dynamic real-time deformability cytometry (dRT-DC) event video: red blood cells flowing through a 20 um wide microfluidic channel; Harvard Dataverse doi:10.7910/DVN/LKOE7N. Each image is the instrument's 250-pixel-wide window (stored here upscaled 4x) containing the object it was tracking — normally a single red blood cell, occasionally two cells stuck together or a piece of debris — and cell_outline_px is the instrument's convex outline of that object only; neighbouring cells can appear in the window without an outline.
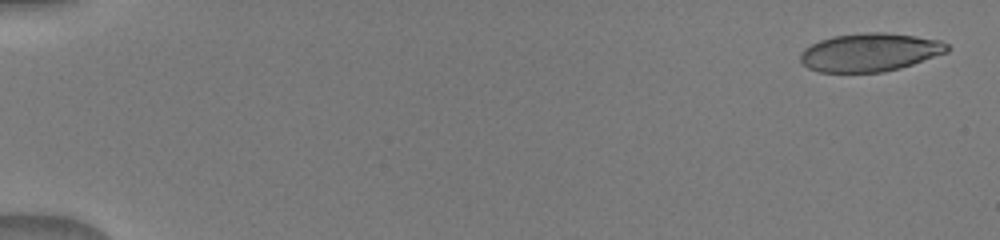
{"species": "human", "species_latin": "Homo sapiens", "temperature_condition": "warm", "stored_images_in_passage": 51, "camera_frame_rate_fps": 3000, "um_per_image_px": 0.085, "donor": {"sex": "male"}, "frame": {"image": 1, "passage_image": 2, "time_ms": 0.333, "image_size_px": [1000, 240], "cell_outline_px": [[952, 48], [948, 52], [900, 68], [884, 72], [820, 72], [808, 68], [800, 60], [800, 52], [804, 48], [820, 40], [832, 36], [864, 32], [884, 32], [916, 36], [940, 40], [948, 44]], "centroid_in_image_um": [73.95, 4.44], "position_along_channel_um": 11.0, "area_um2": 32.89}}
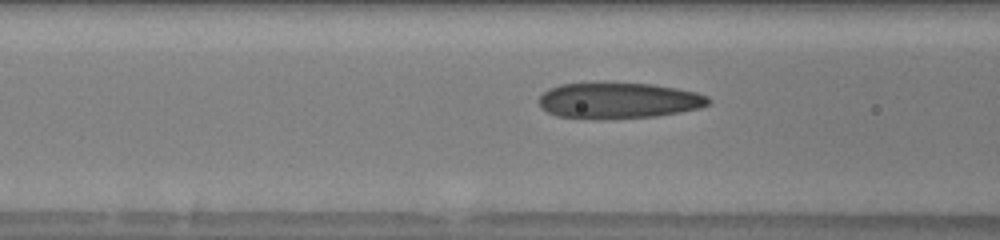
{"frame": {"image": 2, "passage_image": 22, "time_ms": 7.0, "image_size_px": [1000, 240], "cell_outline_px": [[712, 100], [708, 104], [700, 108], [680, 112], [656, 116], [600, 120], [596, 120], [556, 116], [548, 112], [540, 104], [540, 96], [548, 88], [560, 84], [652, 84], [676, 88], [696, 92], [708, 96]], "centroid_in_image_um": [52.6, 8.57], "position_along_channel_um": 114.0, "area_um2": 35.37}}
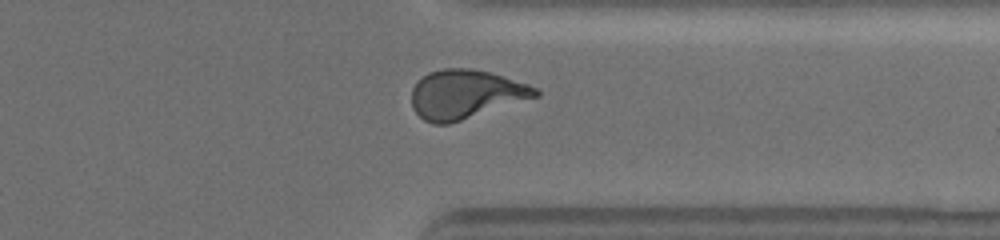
{"frame": {"image": 3, "passage_image": 41, "time_ms": 13.333, "image_size_px": [1000, 240], "cell_outline_px": [[540, 96], [448, 124], [432, 124], [424, 120], [412, 108], [412, 88], [428, 72], [444, 68], [472, 68], [492, 72], [528, 84], [536, 88], [540, 92]], "centroid_in_image_um": [39.59, 8.01], "position_along_channel_um": 371.8, "area_um2": 35.32}}